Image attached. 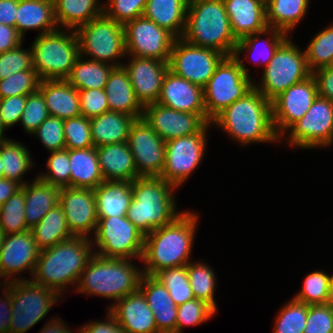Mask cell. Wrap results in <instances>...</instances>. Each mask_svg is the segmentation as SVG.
Here are the masks:
<instances>
[{
	"label": "cell",
	"instance_id": "1",
	"mask_svg": "<svg viewBox=\"0 0 333 333\" xmlns=\"http://www.w3.org/2000/svg\"><path fill=\"white\" fill-rule=\"evenodd\" d=\"M199 216L183 211L173 222L145 235L142 256L144 275L153 276L161 269L184 266L191 262Z\"/></svg>",
	"mask_w": 333,
	"mask_h": 333
},
{
	"label": "cell",
	"instance_id": "2",
	"mask_svg": "<svg viewBox=\"0 0 333 333\" xmlns=\"http://www.w3.org/2000/svg\"><path fill=\"white\" fill-rule=\"evenodd\" d=\"M211 124L242 146L280 142L272 123L271 102L255 88L226 107Z\"/></svg>",
	"mask_w": 333,
	"mask_h": 333
},
{
	"label": "cell",
	"instance_id": "3",
	"mask_svg": "<svg viewBox=\"0 0 333 333\" xmlns=\"http://www.w3.org/2000/svg\"><path fill=\"white\" fill-rule=\"evenodd\" d=\"M94 254L91 238L73 236L39 251L34 283L53 289L62 297L69 285L78 284L87 262Z\"/></svg>",
	"mask_w": 333,
	"mask_h": 333
},
{
	"label": "cell",
	"instance_id": "4",
	"mask_svg": "<svg viewBox=\"0 0 333 333\" xmlns=\"http://www.w3.org/2000/svg\"><path fill=\"white\" fill-rule=\"evenodd\" d=\"M177 189L160 176L137 177L132 181L133 199L126 217L144 235L170 224L183 213L178 212L173 195Z\"/></svg>",
	"mask_w": 333,
	"mask_h": 333
},
{
	"label": "cell",
	"instance_id": "5",
	"mask_svg": "<svg viewBox=\"0 0 333 333\" xmlns=\"http://www.w3.org/2000/svg\"><path fill=\"white\" fill-rule=\"evenodd\" d=\"M131 260L106 258L94 253L80 276L75 292L105 297L113 300L112 303L136 292L144 273L143 268L135 266L137 264Z\"/></svg>",
	"mask_w": 333,
	"mask_h": 333
},
{
	"label": "cell",
	"instance_id": "6",
	"mask_svg": "<svg viewBox=\"0 0 333 333\" xmlns=\"http://www.w3.org/2000/svg\"><path fill=\"white\" fill-rule=\"evenodd\" d=\"M182 39L233 56L238 41L232 34L223 0H189Z\"/></svg>",
	"mask_w": 333,
	"mask_h": 333
},
{
	"label": "cell",
	"instance_id": "7",
	"mask_svg": "<svg viewBox=\"0 0 333 333\" xmlns=\"http://www.w3.org/2000/svg\"><path fill=\"white\" fill-rule=\"evenodd\" d=\"M63 30L37 35L30 46L32 66L41 80H65L80 56L75 30Z\"/></svg>",
	"mask_w": 333,
	"mask_h": 333
},
{
	"label": "cell",
	"instance_id": "8",
	"mask_svg": "<svg viewBox=\"0 0 333 333\" xmlns=\"http://www.w3.org/2000/svg\"><path fill=\"white\" fill-rule=\"evenodd\" d=\"M241 56L225 57L204 87L206 123L254 88V80Z\"/></svg>",
	"mask_w": 333,
	"mask_h": 333
},
{
	"label": "cell",
	"instance_id": "9",
	"mask_svg": "<svg viewBox=\"0 0 333 333\" xmlns=\"http://www.w3.org/2000/svg\"><path fill=\"white\" fill-rule=\"evenodd\" d=\"M311 74L305 51H301L291 37H288L264 68L260 83L257 84L254 81V88L271 102L282 92L305 80Z\"/></svg>",
	"mask_w": 333,
	"mask_h": 333
},
{
	"label": "cell",
	"instance_id": "10",
	"mask_svg": "<svg viewBox=\"0 0 333 333\" xmlns=\"http://www.w3.org/2000/svg\"><path fill=\"white\" fill-rule=\"evenodd\" d=\"M81 56L114 67L123 66L126 58L124 26L105 14L75 30ZM119 61V62H118Z\"/></svg>",
	"mask_w": 333,
	"mask_h": 333
},
{
	"label": "cell",
	"instance_id": "11",
	"mask_svg": "<svg viewBox=\"0 0 333 333\" xmlns=\"http://www.w3.org/2000/svg\"><path fill=\"white\" fill-rule=\"evenodd\" d=\"M5 284L12 294L9 333H26L44 319L62 298L53 289L34 283L31 278Z\"/></svg>",
	"mask_w": 333,
	"mask_h": 333
},
{
	"label": "cell",
	"instance_id": "12",
	"mask_svg": "<svg viewBox=\"0 0 333 333\" xmlns=\"http://www.w3.org/2000/svg\"><path fill=\"white\" fill-rule=\"evenodd\" d=\"M91 240L101 257L142 259L145 235L126 216L98 218Z\"/></svg>",
	"mask_w": 333,
	"mask_h": 333
},
{
	"label": "cell",
	"instance_id": "13",
	"mask_svg": "<svg viewBox=\"0 0 333 333\" xmlns=\"http://www.w3.org/2000/svg\"><path fill=\"white\" fill-rule=\"evenodd\" d=\"M207 123L198 133L174 138L165 144V164L160 177L177 188L199 167L206 153Z\"/></svg>",
	"mask_w": 333,
	"mask_h": 333
},
{
	"label": "cell",
	"instance_id": "14",
	"mask_svg": "<svg viewBox=\"0 0 333 333\" xmlns=\"http://www.w3.org/2000/svg\"><path fill=\"white\" fill-rule=\"evenodd\" d=\"M288 133L290 147L317 149L333 144V102L318 95L305 115L296 121Z\"/></svg>",
	"mask_w": 333,
	"mask_h": 333
},
{
	"label": "cell",
	"instance_id": "15",
	"mask_svg": "<svg viewBox=\"0 0 333 333\" xmlns=\"http://www.w3.org/2000/svg\"><path fill=\"white\" fill-rule=\"evenodd\" d=\"M226 56L217 50L193 45L182 38L173 42L169 70L204 88Z\"/></svg>",
	"mask_w": 333,
	"mask_h": 333
},
{
	"label": "cell",
	"instance_id": "16",
	"mask_svg": "<svg viewBox=\"0 0 333 333\" xmlns=\"http://www.w3.org/2000/svg\"><path fill=\"white\" fill-rule=\"evenodd\" d=\"M126 54L169 62L175 37L144 16L124 25Z\"/></svg>",
	"mask_w": 333,
	"mask_h": 333
},
{
	"label": "cell",
	"instance_id": "17",
	"mask_svg": "<svg viewBox=\"0 0 333 333\" xmlns=\"http://www.w3.org/2000/svg\"><path fill=\"white\" fill-rule=\"evenodd\" d=\"M317 97L316 80L311 74L273 99L271 110L275 134L279 138L283 137L285 132L305 115Z\"/></svg>",
	"mask_w": 333,
	"mask_h": 333
},
{
	"label": "cell",
	"instance_id": "18",
	"mask_svg": "<svg viewBox=\"0 0 333 333\" xmlns=\"http://www.w3.org/2000/svg\"><path fill=\"white\" fill-rule=\"evenodd\" d=\"M128 145L139 177L160 176L165 164L166 142L145 122L135 119L131 124Z\"/></svg>",
	"mask_w": 333,
	"mask_h": 333
},
{
	"label": "cell",
	"instance_id": "19",
	"mask_svg": "<svg viewBox=\"0 0 333 333\" xmlns=\"http://www.w3.org/2000/svg\"><path fill=\"white\" fill-rule=\"evenodd\" d=\"M39 251L31 230L5 235L0 248V278L5 279L0 285L26 280L20 277L24 271L33 276Z\"/></svg>",
	"mask_w": 333,
	"mask_h": 333
},
{
	"label": "cell",
	"instance_id": "20",
	"mask_svg": "<svg viewBox=\"0 0 333 333\" xmlns=\"http://www.w3.org/2000/svg\"><path fill=\"white\" fill-rule=\"evenodd\" d=\"M59 204L63 208L66 223L72 235L92 238L90 232L95 234L98 223L94 190L75 187L61 188Z\"/></svg>",
	"mask_w": 333,
	"mask_h": 333
},
{
	"label": "cell",
	"instance_id": "21",
	"mask_svg": "<svg viewBox=\"0 0 333 333\" xmlns=\"http://www.w3.org/2000/svg\"><path fill=\"white\" fill-rule=\"evenodd\" d=\"M142 118L165 142L198 133L207 123L198 115L153 103L146 105Z\"/></svg>",
	"mask_w": 333,
	"mask_h": 333
},
{
	"label": "cell",
	"instance_id": "22",
	"mask_svg": "<svg viewBox=\"0 0 333 333\" xmlns=\"http://www.w3.org/2000/svg\"><path fill=\"white\" fill-rule=\"evenodd\" d=\"M129 57L131 58L123 66L128 71L137 100L143 107L157 103L164 76L169 70L168 62L153 58Z\"/></svg>",
	"mask_w": 333,
	"mask_h": 333
},
{
	"label": "cell",
	"instance_id": "23",
	"mask_svg": "<svg viewBox=\"0 0 333 333\" xmlns=\"http://www.w3.org/2000/svg\"><path fill=\"white\" fill-rule=\"evenodd\" d=\"M157 103L177 111L198 114L206 122L204 88L170 70L164 76Z\"/></svg>",
	"mask_w": 333,
	"mask_h": 333
},
{
	"label": "cell",
	"instance_id": "24",
	"mask_svg": "<svg viewBox=\"0 0 333 333\" xmlns=\"http://www.w3.org/2000/svg\"><path fill=\"white\" fill-rule=\"evenodd\" d=\"M126 333H159L154 314L140 290L130 293L107 307Z\"/></svg>",
	"mask_w": 333,
	"mask_h": 333
},
{
	"label": "cell",
	"instance_id": "25",
	"mask_svg": "<svg viewBox=\"0 0 333 333\" xmlns=\"http://www.w3.org/2000/svg\"><path fill=\"white\" fill-rule=\"evenodd\" d=\"M235 39L262 32L266 22V0H223Z\"/></svg>",
	"mask_w": 333,
	"mask_h": 333
},
{
	"label": "cell",
	"instance_id": "26",
	"mask_svg": "<svg viewBox=\"0 0 333 333\" xmlns=\"http://www.w3.org/2000/svg\"><path fill=\"white\" fill-rule=\"evenodd\" d=\"M139 290L154 314L159 333H176L177 306L169 291L153 276L143 275Z\"/></svg>",
	"mask_w": 333,
	"mask_h": 333
},
{
	"label": "cell",
	"instance_id": "27",
	"mask_svg": "<svg viewBox=\"0 0 333 333\" xmlns=\"http://www.w3.org/2000/svg\"><path fill=\"white\" fill-rule=\"evenodd\" d=\"M104 181H130L139 177L128 142L96 147Z\"/></svg>",
	"mask_w": 333,
	"mask_h": 333
},
{
	"label": "cell",
	"instance_id": "28",
	"mask_svg": "<svg viewBox=\"0 0 333 333\" xmlns=\"http://www.w3.org/2000/svg\"><path fill=\"white\" fill-rule=\"evenodd\" d=\"M109 111L122 112L135 119L142 118L144 107L137 100L124 66L114 67L104 87Z\"/></svg>",
	"mask_w": 333,
	"mask_h": 333
},
{
	"label": "cell",
	"instance_id": "29",
	"mask_svg": "<svg viewBox=\"0 0 333 333\" xmlns=\"http://www.w3.org/2000/svg\"><path fill=\"white\" fill-rule=\"evenodd\" d=\"M39 91L51 117L65 120L81 115L78 90L66 80H41Z\"/></svg>",
	"mask_w": 333,
	"mask_h": 333
},
{
	"label": "cell",
	"instance_id": "30",
	"mask_svg": "<svg viewBox=\"0 0 333 333\" xmlns=\"http://www.w3.org/2000/svg\"><path fill=\"white\" fill-rule=\"evenodd\" d=\"M94 195L98 218L126 216L133 199L132 182L103 181L94 189Z\"/></svg>",
	"mask_w": 333,
	"mask_h": 333
},
{
	"label": "cell",
	"instance_id": "31",
	"mask_svg": "<svg viewBox=\"0 0 333 333\" xmlns=\"http://www.w3.org/2000/svg\"><path fill=\"white\" fill-rule=\"evenodd\" d=\"M15 28L24 38L27 30L46 34L58 29L53 0H19Z\"/></svg>",
	"mask_w": 333,
	"mask_h": 333
},
{
	"label": "cell",
	"instance_id": "32",
	"mask_svg": "<svg viewBox=\"0 0 333 333\" xmlns=\"http://www.w3.org/2000/svg\"><path fill=\"white\" fill-rule=\"evenodd\" d=\"M25 222L29 230L37 225L53 207L59 204L61 188L40 180L37 176L32 183H25Z\"/></svg>",
	"mask_w": 333,
	"mask_h": 333
},
{
	"label": "cell",
	"instance_id": "33",
	"mask_svg": "<svg viewBox=\"0 0 333 333\" xmlns=\"http://www.w3.org/2000/svg\"><path fill=\"white\" fill-rule=\"evenodd\" d=\"M189 0H147L143 16L166 29L176 39L182 38Z\"/></svg>",
	"mask_w": 333,
	"mask_h": 333
},
{
	"label": "cell",
	"instance_id": "34",
	"mask_svg": "<svg viewBox=\"0 0 333 333\" xmlns=\"http://www.w3.org/2000/svg\"><path fill=\"white\" fill-rule=\"evenodd\" d=\"M135 118L115 111H108L90 118L94 147L128 141L129 130Z\"/></svg>",
	"mask_w": 333,
	"mask_h": 333
},
{
	"label": "cell",
	"instance_id": "35",
	"mask_svg": "<svg viewBox=\"0 0 333 333\" xmlns=\"http://www.w3.org/2000/svg\"><path fill=\"white\" fill-rule=\"evenodd\" d=\"M58 28L76 30L104 14L105 2L99 0H53ZM62 26V27H61Z\"/></svg>",
	"mask_w": 333,
	"mask_h": 333
},
{
	"label": "cell",
	"instance_id": "36",
	"mask_svg": "<svg viewBox=\"0 0 333 333\" xmlns=\"http://www.w3.org/2000/svg\"><path fill=\"white\" fill-rule=\"evenodd\" d=\"M70 161V187L95 189L104 181L96 147L66 149Z\"/></svg>",
	"mask_w": 333,
	"mask_h": 333
},
{
	"label": "cell",
	"instance_id": "37",
	"mask_svg": "<svg viewBox=\"0 0 333 333\" xmlns=\"http://www.w3.org/2000/svg\"><path fill=\"white\" fill-rule=\"evenodd\" d=\"M261 35L266 37L268 35L269 39H263L261 38ZM287 38V33L268 27L262 32L255 33L238 40L233 56H241L242 53H246L252 61L254 60L253 64H256L257 66L262 64L266 67L273 58L275 51Z\"/></svg>",
	"mask_w": 333,
	"mask_h": 333
},
{
	"label": "cell",
	"instance_id": "38",
	"mask_svg": "<svg viewBox=\"0 0 333 333\" xmlns=\"http://www.w3.org/2000/svg\"><path fill=\"white\" fill-rule=\"evenodd\" d=\"M310 0H266V22L269 28L287 34L307 14Z\"/></svg>",
	"mask_w": 333,
	"mask_h": 333
},
{
	"label": "cell",
	"instance_id": "39",
	"mask_svg": "<svg viewBox=\"0 0 333 333\" xmlns=\"http://www.w3.org/2000/svg\"><path fill=\"white\" fill-rule=\"evenodd\" d=\"M113 65L79 56L65 79L76 90L104 89Z\"/></svg>",
	"mask_w": 333,
	"mask_h": 333
},
{
	"label": "cell",
	"instance_id": "40",
	"mask_svg": "<svg viewBox=\"0 0 333 333\" xmlns=\"http://www.w3.org/2000/svg\"><path fill=\"white\" fill-rule=\"evenodd\" d=\"M31 231L39 250L53 247L57 243L73 237L68 229L65 214L60 204L47 212Z\"/></svg>",
	"mask_w": 333,
	"mask_h": 333
},
{
	"label": "cell",
	"instance_id": "41",
	"mask_svg": "<svg viewBox=\"0 0 333 333\" xmlns=\"http://www.w3.org/2000/svg\"><path fill=\"white\" fill-rule=\"evenodd\" d=\"M0 158L4 165V178L14 180L22 186L28 182L22 180L24 174L36 164L32 162L30 150L25 145L12 139L0 143Z\"/></svg>",
	"mask_w": 333,
	"mask_h": 333
},
{
	"label": "cell",
	"instance_id": "42",
	"mask_svg": "<svg viewBox=\"0 0 333 333\" xmlns=\"http://www.w3.org/2000/svg\"><path fill=\"white\" fill-rule=\"evenodd\" d=\"M187 274L195 298L207 302L217 311L214 298L217 278L212 267L202 260L191 261L187 264Z\"/></svg>",
	"mask_w": 333,
	"mask_h": 333
},
{
	"label": "cell",
	"instance_id": "43",
	"mask_svg": "<svg viewBox=\"0 0 333 333\" xmlns=\"http://www.w3.org/2000/svg\"><path fill=\"white\" fill-rule=\"evenodd\" d=\"M169 291L176 306L195 298L187 274V265L161 269L153 275Z\"/></svg>",
	"mask_w": 333,
	"mask_h": 333
},
{
	"label": "cell",
	"instance_id": "44",
	"mask_svg": "<svg viewBox=\"0 0 333 333\" xmlns=\"http://www.w3.org/2000/svg\"><path fill=\"white\" fill-rule=\"evenodd\" d=\"M311 73L333 62V23L317 33L304 50Z\"/></svg>",
	"mask_w": 333,
	"mask_h": 333
},
{
	"label": "cell",
	"instance_id": "45",
	"mask_svg": "<svg viewBox=\"0 0 333 333\" xmlns=\"http://www.w3.org/2000/svg\"><path fill=\"white\" fill-rule=\"evenodd\" d=\"M331 275L321 270L307 274L303 280L302 289L296 293L294 299L307 305L331 303L330 296Z\"/></svg>",
	"mask_w": 333,
	"mask_h": 333
},
{
	"label": "cell",
	"instance_id": "46",
	"mask_svg": "<svg viewBox=\"0 0 333 333\" xmlns=\"http://www.w3.org/2000/svg\"><path fill=\"white\" fill-rule=\"evenodd\" d=\"M0 228L5 235L29 230L25 222V197L23 188L1 205Z\"/></svg>",
	"mask_w": 333,
	"mask_h": 333
},
{
	"label": "cell",
	"instance_id": "47",
	"mask_svg": "<svg viewBox=\"0 0 333 333\" xmlns=\"http://www.w3.org/2000/svg\"><path fill=\"white\" fill-rule=\"evenodd\" d=\"M279 310L272 333H304L308 305L294 298Z\"/></svg>",
	"mask_w": 333,
	"mask_h": 333
},
{
	"label": "cell",
	"instance_id": "48",
	"mask_svg": "<svg viewBox=\"0 0 333 333\" xmlns=\"http://www.w3.org/2000/svg\"><path fill=\"white\" fill-rule=\"evenodd\" d=\"M216 313L218 312L203 300H189L177 306L176 333H182L186 326H199L213 318Z\"/></svg>",
	"mask_w": 333,
	"mask_h": 333
},
{
	"label": "cell",
	"instance_id": "49",
	"mask_svg": "<svg viewBox=\"0 0 333 333\" xmlns=\"http://www.w3.org/2000/svg\"><path fill=\"white\" fill-rule=\"evenodd\" d=\"M41 79L32 67L0 80V99L14 96H27L39 90Z\"/></svg>",
	"mask_w": 333,
	"mask_h": 333
},
{
	"label": "cell",
	"instance_id": "50",
	"mask_svg": "<svg viewBox=\"0 0 333 333\" xmlns=\"http://www.w3.org/2000/svg\"><path fill=\"white\" fill-rule=\"evenodd\" d=\"M47 160V171L39 173L37 177L53 186L59 188L70 187V161L69 153L66 149L50 152Z\"/></svg>",
	"mask_w": 333,
	"mask_h": 333
},
{
	"label": "cell",
	"instance_id": "51",
	"mask_svg": "<svg viewBox=\"0 0 333 333\" xmlns=\"http://www.w3.org/2000/svg\"><path fill=\"white\" fill-rule=\"evenodd\" d=\"M65 149L94 147L90 118L82 115L64 120Z\"/></svg>",
	"mask_w": 333,
	"mask_h": 333
},
{
	"label": "cell",
	"instance_id": "52",
	"mask_svg": "<svg viewBox=\"0 0 333 333\" xmlns=\"http://www.w3.org/2000/svg\"><path fill=\"white\" fill-rule=\"evenodd\" d=\"M37 136L49 152L65 149L64 120L49 116L31 134Z\"/></svg>",
	"mask_w": 333,
	"mask_h": 333
},
{
	"label": "cell",
	"instance_id": "53",
	"mask_svg": "<svg viewBox=\"0 0 333 333\" xmlns=\"http://www.w3.org/2000/svg\"><path fill=\"white\" fill-rule=\"evenodd\" d=\"M50 115L42 93L38 90L35 93L27 95V101L19 123L28 134H32L39 125Z\"/></svg>",
	"mask_w": 333,
	"mask_h": 333
},
{
	"label": "cell",
	"instance_id": "54",
	"mask_svg": "<svg viewBox=\"0 0 333 333\" xmlns=\"http://www.w3.org/2000/svg\"><path fill=\"white\" fill-rule=\"evenodd\" d=\"M147 0H108L104 5V14L123 26L143 16Z\"/></svg>",
	"mask_w": 333,
	"mask_h": 333
},
{
	"label": "cell",
	"instance_id": "55",
	"mask_svg": "<svg viewBox=\"0 0 333 333\" xmlns=\"http://www.w3.org/2000/svg\"><path fill=\"white\" fill-rule=\"evenodd\" d=\"M22 45L23 43L14 49L0 53V80L33 67L32 51L31 49H22Z\"/></svg>",
	"mask_w": 333,
	"mask_h": 333
},
{
	"label": "cell",
	"instance_id": "56",
	"mask_svg": "<svg viewBox=\"0 0 333 333\" xmlns=\"http://www.w3.org/2000/svg\"><path fill=\"white\" fill-rule=\"evenodd\" d=\"M333 332V303L308 305L304 333Z\"/></svg>",
	"mask_w": 333,
	"mask_h": 333
},
{
	"label": "cell",
	"instance_id": "57",
	"mask_svg": "<svg viewBox=\"0 0 333 333\" xmlns=\"http://www.w3.org/2000/svg\"><path fill=\"white\" fill-rule=\"evenodd\" d=\"M81 115L92 118L109 111L104 89L78 90Z\"/></svg>",
	"mask_w": 333,
	"mask_h": 333
},
{
	"label": "cell",
	"instance_id": "58",
	"mask_svg": "<svg viewBox=\"0 0 333 333\" xmlns=\"http://www.w3.org/2000/svg\"><path fill=\"white\" fill-rule=\"evenodd\" d=\"M26 101L27 96H14L0 99V120L6 129L19 123Z\"/></svg>",
	"mask_w": 333,
	"mask_h": 333
},
{
	"label": "cell",
	"instance_id": "59",
	"mask_svg": "<svg viewBox=\"0 0 333 333\" xmlns=\"http://www.w3.org/2000/svg\"><path fill=\"white\" fill-rule=\"evenodd\" d=\"M106 321H90L78 330V333H126L118 324L114 316L106 312Z\"/></svg>",
	"mask_w": 333,
	"mask_h": 333
},
{
	"label": "cell",
	"instance_id": "60",
	"mask_svg": "<svg viewBox=\"0 0 333 333\" xmlns=\"http://www.w3.org/2000/svg\"><path fill=\"white\" fill-rule=\"evenodd\" d=\"M316 80L318 95L333 102V67H324L312 73Z\"/></svg>",
	"mask_w": 333,
	"mask_h": 333
},
{
	"label": "cell",
	"instance_id": "61",
	"mask_svg": "<svg viewBox=\"0 0 333 333\" xmlns=\"http://www.w3.org/2000/svg\"><path fill=\"white\" fill-rule=\"evenodd\" d=\"M24 38L18 33L15 27L0 23V53L16 48L24 43Z\"/></svg>",
	"mask_w": 333,
	"mask_h": 333
},
{
	"label": "cell",
	"instance_id": "62",
	"mask_svg": "<svg viewBox=\"0 0 333 333\" xmlns=\"http://www.w3.org/2000/svg\"><path fill=\"white\" fill-rule=\"evenodd\" d=\"M3 298L0 296V333H9V325L11 322V306H12V294L10 288L3 284Z\"/></svg>",
	"mask_w": 333,
	"mask_h": 333
},
{
	"label": "cell",
	"instance_id": "63",
	"mask_svg": "<svg viewBox=\"0 0 333 333\" xmlns=\"http://www.w3.org/2000/svg\"><path fill=\"white\" fill-rule=\"evenodd\" d=\"M19 0H0V23L15 27Z\"/></svg>",
	"mask_w": 333,
	"mask_h": 333
},
{
	"label": "cell",
	"instance_id": "64",
	"mask_svg": "<svg viewBox=\"0 0 333 333\" xmlns=\"http://www.w3.org/2000/svg\"><path fill=\"white\" fill-rule=\"evenodd\" d=\"M22 185L14 180L0 179V204L6 202L13 194L19 191Z\"/></svg>",
	"mask_w": 333,
	"mask_h": 333
},
{
	"label": "cell",
	"instance_id": "65",
	"mask_svg": "<svg viewBox=\"0 0 333 333\" xmlns=\"http://www.w3.org/2000/svg\"><path fill=\"white\" fill-rule=\"evenodd\" d=\"M50 319L51 320L42 327L39 333H74V331L70 330L61 318L57 319V317H54L53 319Z\"/></svg>",
	"mask_w": 333,
	"mask_h": 333
},
{
	"label": "cell",
	"instance_id": "66",
	"mask_svg": "<svg viewBox=\"0 0 333 333\" xmlns=\"http://www.w3.org/2000/svg\"><path fill=\"white\" fill-rule=\"evenodd\" d=\"M6 128L2 125L1 120H0V143L7 141L9 138L4 137V132Z\"/></svg>",
	"mask_w": 333,
	"mask_h": 333
},
{
	"label": "cell",
	"instance_id": "67",
	"mask_svg": "<svg viewBox=\"0 0 333 333\" xmlns=\"http://www.w3.org/2000/svg\"><path fill=\"white\" fill-rule=\"evenodd\" d=\"M330 296H331V302L333 303V274L331 275V282H330Z\"/></svg>",
	"mask_w": 333,
	"mask_h": 333
},
{
	"label": "cell",
	"instance_id": "68",
	"mask_svg": "<svg viewBox=\"0 0 333 333\" xmlns=\"http://www.w3.org/2000/svg\"><path fill=\"white\" fill-rule=\"evenodd\" d=\"M3 169H4V165H3L2 161H1V158H0V179L4 178Z\"/></svg>",
	"mask_w": 333,
	"mask_h": 333
},
{
	"label": "cell",
	"instance_id": "69",
	"mask_svg": "<svg viewBox=\"0 0 333 333\" xmlns=\"http://www.w3.org/2000/svg\"><path fill=\"white\" fill-rule=\"evenodd\" d=\"M4 236H5V234L3 233L2 229L0 228V248L2 246Z\"/></svg>",
	"mask_w": 333,
	"mask_h": 333
}]
</instances>
